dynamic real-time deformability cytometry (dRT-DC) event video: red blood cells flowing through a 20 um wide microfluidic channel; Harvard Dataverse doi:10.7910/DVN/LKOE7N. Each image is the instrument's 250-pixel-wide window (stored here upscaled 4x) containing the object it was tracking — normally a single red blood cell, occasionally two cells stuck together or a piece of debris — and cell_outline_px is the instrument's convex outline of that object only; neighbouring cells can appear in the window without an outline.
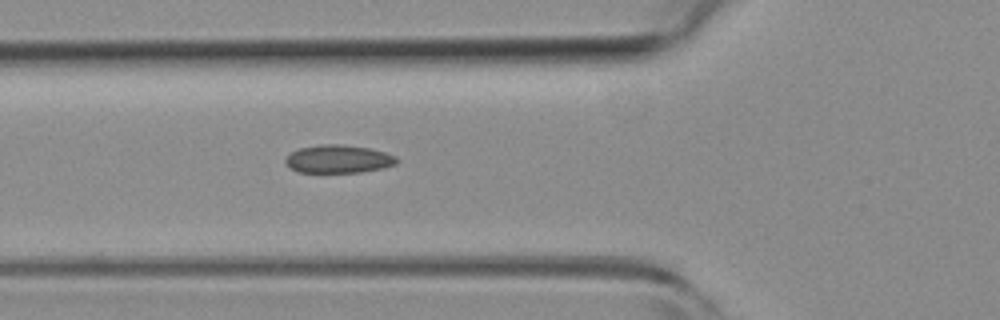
{"species": "common noctule bat (a hibernating species)", "species_latin": "Nyctalus noctula", "temperature_condition": "room temperature", "stored_images_in_passage": 6, "camera_frame_rate_fps": 3000, "um_per_image_px": 0.085, "animal": {"sex": "female", "body_mass_g": 19.3, "forearm_length_mm": 54.1}, "frame": {"image": 1, "passage_image": 6, "time_ms": 1.667, "image_size_px": [1000, 320], "cell_outline_px": [[400, 160], [396, 164], [384, 168], [360, 172], [296, 172], [284, 160], [292, 152], [300, 148], [320, 144], [340, 144], [368, 148], [384, 152], [396, 156]], "centroid_in_image_um": [28.8, 13.52], "position_along_channel_um": 97.0, "area_um2": 18.09}}